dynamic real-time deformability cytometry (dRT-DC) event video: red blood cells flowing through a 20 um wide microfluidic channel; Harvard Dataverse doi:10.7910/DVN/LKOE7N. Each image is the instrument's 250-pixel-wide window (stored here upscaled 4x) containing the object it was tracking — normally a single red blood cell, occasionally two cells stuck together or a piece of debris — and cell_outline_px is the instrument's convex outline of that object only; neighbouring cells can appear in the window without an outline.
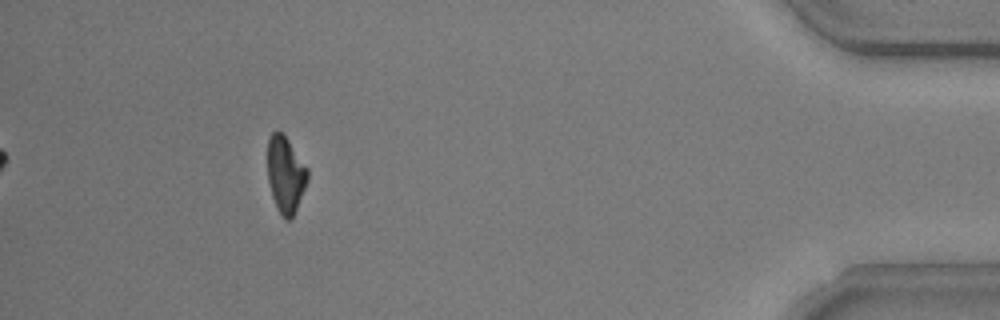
{"species": "common noctule bat (a hibernating species)", "species_latin": "Nyctalus noctula", "temperature_condition": "warm", "stored_images_in_passage": 49, "camera_frame_rate_fps": 3000, "um_per_image_px": 0.085, "animal": {"sex": "male", "body_mass_g": 20.5, "forearm_length_mm": 52.5}, "frame": {"image": 1, "passage_image": 49, "time_ms": 16.0, "image_size_px": [1000, 320], "cell_outline_px": [[308, 180], [296, 208], [292, 216], [288, 220], [284, 220], [276, 208], [272, 196], [268, 180], [268, 140], [272, 132], [276, 128], [288, 140], [308, 168]], "centroid_in_image_um": [24.26, 14.83], "position_along_channel_um": 410.9, "area_um2": 17.69}}